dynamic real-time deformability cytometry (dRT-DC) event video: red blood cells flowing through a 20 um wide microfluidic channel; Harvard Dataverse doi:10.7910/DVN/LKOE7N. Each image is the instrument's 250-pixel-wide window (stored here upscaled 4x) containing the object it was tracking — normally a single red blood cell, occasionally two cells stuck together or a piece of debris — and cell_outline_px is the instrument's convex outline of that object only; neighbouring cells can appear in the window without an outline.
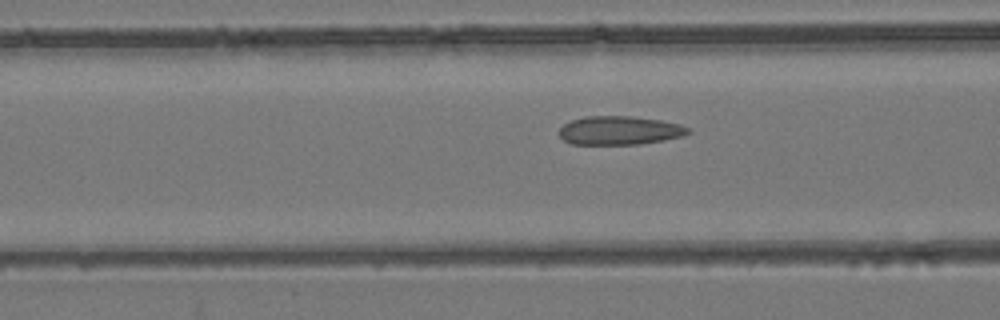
{"species": "common noctule bat (a hibernating species)", "species_latin": "Nyctalus noctula", "temperature_condition": "room temperature", "stored_images_in_passage": 50, "camera_frame_rate_fps": 3000, "um_per_image_px": 0.085, "animal": {"sex": "female", "body_mass_g": 24.6, "forearm_length_mm": 56.2}, "frame": {"image": 1, "passage_image": 18, "time_ms": 5.667, "image_size_px": [1000, 320], "cell_outline_px": [[692, 132], [684, 136], [664, 140], [640, 144], [572, 144], [564, 140], [560, 136], [560, 128], [564, 124], [572, 120], [584, 116], [632, 116], [660, 120], [680, 124], [688, 128]], "centroid_in_image_um": [52.69, 11.08], "position_along_channel_um": 113.9, "area_um2": 21.56}}
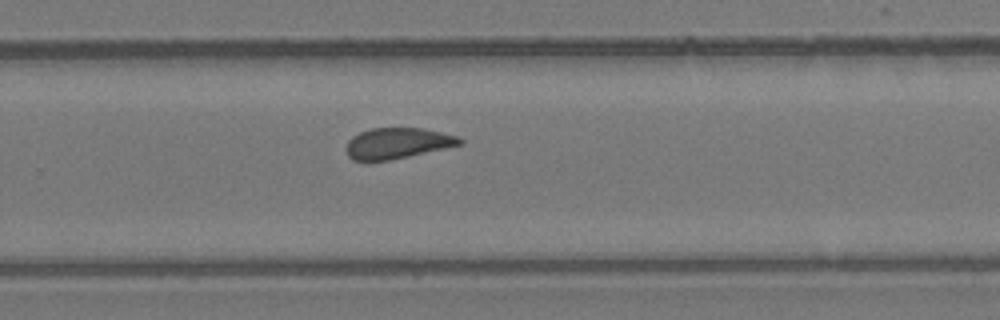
{"frame": {"image": 2, "passage_image": 32, "time_ms": 10.333, "image_size_px": [1000, 320], "cell_outline_px": [[464, 144], [408, 156], [388, 160], [352, 160], [348, 156], [344, 148], [348, 140], [352, 136], [360, 132], [372, 128], [424, 128], [456, 136], [464, 140]], "centroid_in_image_um": [33.76, 12.17], "position_along_channel_um": 296.0, "area_um2": 20.35}}
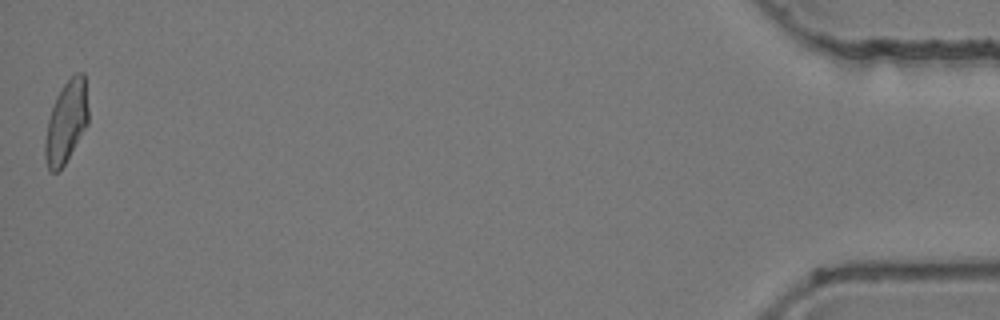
{"frame": {"image": 3, "passage_image": 50, "time_ms": 16.333, "image_size_px": [1000, 320], "cell_outline_px": [[88, 124], [64, 164], [56, 172], [48, 172], [44, 156], [44, 144], [48, 120], [56, 96], [64, 84], [76, 72], [84, 72], [88, 108]], "centroid_in_image_um": [5.62, 10.37], "position_along_channel_um": 429.6, "area_um2": 20.58}, "authors_computed_cell_mechanics": {"area_um2": 21.3282, "velocity_mm_per_s": 3.8971, "shape_relaxation_time_tau1_ms": null, "shape_relaxation_time_tau2_ms": 1.7651, "deformation_change_tau1": null, "deformation_change_tau2": 0.0878}}